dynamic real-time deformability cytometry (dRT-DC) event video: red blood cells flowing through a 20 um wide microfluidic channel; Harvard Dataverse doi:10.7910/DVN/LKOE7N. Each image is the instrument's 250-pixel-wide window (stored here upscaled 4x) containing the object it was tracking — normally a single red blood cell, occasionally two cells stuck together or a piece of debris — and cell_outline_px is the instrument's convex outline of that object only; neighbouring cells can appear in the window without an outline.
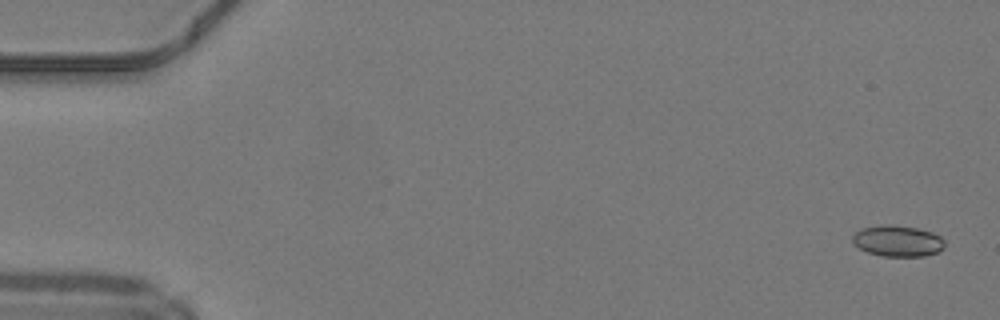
{"species": "common noctule bat (a hibernating species)", "species_latin": "Nyctalus noctula", "temperature_condition": "warm", "stored_images_in_passage": 24, "camera_frame_rate_fps": 3000, "um_per_image_px": 0.085, "animal": {"sex": "male", "body_mass_g": 19.2, "forearm_length_mm": 51.8}, "frame": {"image": 1, "passage_image": 2, "time_ms": 0.333, "image_size_px": [1000, 320], "cell_outline_px": [[944, 248], [936, 252], [924, 256], [880, 256], [868, 252], [860, 248], [852, 240], [852, 236], [860, 228], [884, 224], [888, 224], [916, 228], [932, 232], [940, 236], [944, 240]], "centroid_in_image_um": [76.3, 20.47], "position_along_channel_um": 8.7, "area_um2": 16.65}}
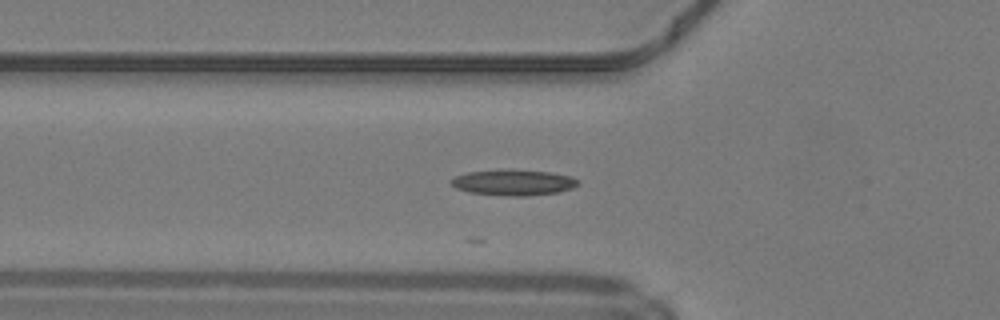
{"frame": {"image": 2, "passage_image": 18, "time_ms": 5.667, "image_size_px": [1000, 320], "cell_outline_px": [[580, 184], [572, 188], [560, 192], [528, 196], [512, 196], [468, 192], [456, 188], [448, 180], [456, 176], [468, 172], [548, 172], [572, 176]], "centroid_in_image_um": [43.67, 15.56], "position_along_channel_um": 82.1, "area_um2": 18.15}}
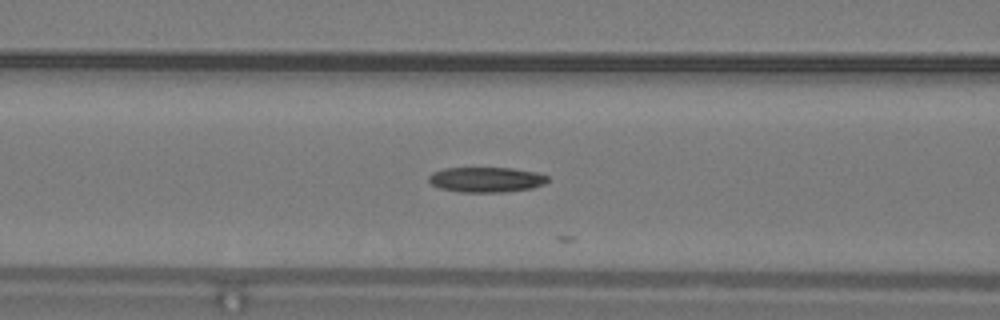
{"frame": {"image": 3, "passage_image": 21, "time_ms": 6.667, "image_size_px": [1000, 320], "cell_outline_px": [[548, 180], [544, 184], [532, 188], [504, 192], [460, 192], [440, 188], [432, 184], [428, 180], [428, 176], [432, 172], [444, 168], [512, 168], [536, 172], [548, 176]], "centroid_in_image_um": [41.32, 15.26], "position_along_channel_um": 125.3, "area_um2": 17.46}}